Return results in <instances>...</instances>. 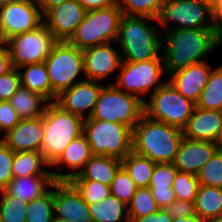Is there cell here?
<instances>
[{
	"label": "cell",
	"instance_id": "6da1fadb",
	"mask_svg": "<svg viewBox=\"0 0 222 222\" xmlns=\"http://www.w3.org/2000/svg\"><path fill=\"white\" fill-rule=\"evenodd\" d=\"M220 45H222L221 30L181 28L166 30L161 52L164 72L169 76L192 64L204 62L207 55Z\"/></svg>",
	"mask_w": 222,
	"mask_h": 222
},
{
	"label": "cell",
	"instance_id": "7a4b0ae2",
	"mask_svg": "<svg viewBox=\"0 0 222 222\" xmlns=\"http://www.w3.org/2000/svg\"><path fill=\"white\" fill-rule=\"evenodd\" d=\"M183 130L143 114L132 129V151L155 163H173Z\"/></svg>",
	"mask_w": 222,
	"mask_h": 222
},
{
	"label": "cell",
	"instance_id": "3957f363",
	"mask_svg": "<svg viewBox=\"0 0 222 222\" xmlns=\"http://www.w3.org/2000/svg\"><path fill=\"white\" fill-rule=\"evenodd\" d=\"M156 22L150 17L122 16L116 41L123 62L163 59L162 37Z\"/></svg>",
	"mask_w": 222,
	"mask_h": 222
},
{
	"label": "cell",
	"instance_id": "277c9868",
	"mask_svg": "<svg viewBox=\"0 0 222 222\" xmlns=\"http://www.w3.org/2000/svg\"><path fill=\"white\" fill-rule=\"evenodd\" d=\"M43 143L41 152L51 166L70 141L83 134L84 119L64 110L55 101L49 102L43 115Z\"/></svg>",
	"mask_w": 222,
	"mask_h": 222
},
{
	"label": "cell",
	"instance_id": "5b68a950",
	"mask_svg": "<svg viewBox=\"0 0 222 222\" xmlns=\"http://www.w3.org/2000/svg\"><path fill=\"white\" fill-rule=\"evenodd\" d=\"M83 135L93 155L123 160L132 151V129L124 124L99 119H84Z\"/></svg>",
	"mask_w": 222,
	"mask_h": 222
},
{
	"label": "cell",
	"instance_id": "8992f818",
	"mask_svg": "<svg viewBox=\"0 0 222 222\" xmlns=\"http://www.w3.org/2000/svg\"><path fill=\"white\" fill-rule=\"evenodd\" d=\"M123 13L117 3L87 11L69 42L80 50L116 41Z\"/></svg>",
	"mask_w": 222,
	"mask_h": 222
},
{
	"label": "cell",
	"instance_id": "52a82bcc",
	"mask_svg": "<svg viewBox=\"0 0 222 222\" xmlns=\"http://www.w3.org/2000/svg\"><path fill=\"white\" fill-rule=\"evenodd\" d=\"M144 114V102L114 84L104 85L90 118L111 121L134 128Z\"/></svg>",
	"mask_w": 222,
	"mask_h": 222
},
{
	"label": "cell",
	"instance_id": "ba28073f",
	"mask_svg": "<svg viewBox=\"0 0 222 222\" xmlns=\"http://www.w3.org/2000/svg\"><path fill=\"white\" fill-rule=\"evenodd\" d=\"M52 92L59 96L84 74L83 52L69 41H57L45 59Z\"/></svg>",
	"mask_w": 222,
	"mask_h": 222
},
{
	"label": "cell",
	"instance_id": "9c48e42d",
	"mask_svg": "<svg viewBox=\"0 0 222 222\" xmlns=\"http://www.w3.org/2000/svg\"><path fill=\"white\" fill-rule=\"evenodd\" d=\"M144 102V114L151 119L183 129L191 117L196 103L185 98L168 81Z\"/></svg>",
	"mask_w": 222,
	"mask_h": 222
},
{
	"label": "cell",
	"instance_id": "30bf717a",
	"mask_svg": "<svg viewBox=\"0 0 222 222\" xmlns=\"http://www.w3.org/2000/svg\"><path fill=\"white\" fill-rule=\"evenodd\" d=\"M157 21V24L163 25L166 30L174 28L221 30L214 20L213 8L200 0H176L165 4ZM171 21L174 22L172 26L169 25Z\"/></svg>",
	"mask_w": 222,
	"mask_h": 222
},
{
	"label": "cell",
	"instance_id": "8fae6325",
	"mask_svg": "<svg viewBox=\"0 0 222 222\" xmlns=\"http://www.w3.org/2000/svg\"><path fill=\"white\" fill-rule=\"evenodd\" d=\"M119 70L117 81L112 84L123 92L138 97L143 102L145 100L142 97L147 92L150 96L165 83L161 80L164 73L163 59L140 62L122 61Z\"/></svg>",
	"mask_w": 222,
	"mask_h": 222
},
{
	"label": "cell",
	"instance_id": "7c38bea8",
	"mask_svg": "<svg viewBox=\"0 0 222 222\" xmlns=\"http://www.w3.org/2000/svg\"><path fill=\"white\" fill-rule=\"evenodd\" d=\"M57 40L44 23L37 28L12 36L5 41L11 65L20 68L44 62Z\"/></svg>",
	"mask_w": 222,
	"mask_h": 222
},
{
	"label": "cell",
	"instance_id": "4fadbf2b",
	"mask_svg": "<svg viewBox=\"0 0 222 222\" xmlns=\"http://www.w3.org/2000/svg\"><path fill=\"white\" fill-rule=\"evenodd\" d=\"M43 23V14L35 0H23L0 7V41L25 33Z\"/></svg>",
	"mask_w": 222,
	"mask_h": 222
},
{
	"label": "cell",
	"instance_id": "5bb4252c",
	"mask_svg": "<svg viewBox=\"0 0 222 222\" xmlns=\"http://www.w3.org/2000/svg\"><path fill=\"white\" fill-rule=\"evenodd\" d=\"M86 13L77 0H68L48 9L43 14V23L57 41H69Z\"/></svg>",
	"mask_w": 222,
	"mask_h": 222
},
{
	"label": "cell",
	"instance_id": "9a60e30c",
	"mask_svg": "<svg viewBox=\"0 0 222 222\" xmlns=\"http://www.w3.org/2000/svg\"><path fill=\"white\" fill-rule=\"evenodd\" d=\"M103 86L98 81L83 78L57 96L55 102L74 115L90 118ZM87 110L89 112L85 114Z\"/></svg>",
	"mask_w": 222,
	"mask_h": 222
},
{
	"label": "cell",
	"instance_id": "2e32d148",
	"mask_svg": "<svg viewBox=\"0 0 222 222\" xmlns=\"http://www.w3.org/2000/svg\"><path fill=\"white\" fill-rule=\"evenodd\" d=\"M82 52L84 78L87 80L101 82L120 68L121 54L112 43L89 47Z\"/></svg>",
	"mask_w": 222,
	"mask_h": 222
},
{
	"label": "cell",
	"instance_id": "e0dca14e",
	"mask_svg": "<svg viewBox=\"0 0 222 222\" xmlns=\"http://www.w3.org/2000/svg\"><path fill=\"white\" fill-rule=\"evenodd\" d=\"M54 217L76 222H93L88 204L69 181H55Z\"/></svg>",
	"mask_w": 222,
	"mask_h": 222
},
{
	"label": "cell",
	"instance_id": "ac0fdd59",
	"mask_svg": "<svg viewBox=\"0 0 222 222\" xmlns=\"http://www.w3.org/2000/svg\"><path fill=\"white\" fill-rule=\"evenodd\" d=\"M43 116L21 119L20 122L0 139L13 151H41L43 143Z\"/></svg>",
	"mask_w": 222,
	"mask_h": 222
},
{
	"label": "cell",
	"instance_id": "d6986e66",
	"mask_svg": "<svg viewBox=\"0 0 222 222\" xmlns=\"http://www.w3.org/2000/svg\"><path fill=\"white\" fill-rule=\"evenodd\" d=\"M218 149L215 142L183 138L173 165L179 172L197 175Z\"/></svg>",
	"mask_w": 222,
	"mask_h": 222
},
{
	"label": "cell",
	"instance_id": "ffe728a7",
	"mask_svg": "<svg viewBox=\"0 0 222 222\" xmlns=\"http://www.w3.org/2000/svg\"><path fill=\"white\" fill-rule=\"evenodd\" d=\"M212 69L206 61L199 62L170 74L167 81L185 98L196 103Z\"/></svg>",
	"mask_w": 222,
	"mask_h": 222
},
{
	"label": "cell",
	"instance_id": "44dd1931",
	"mask_svg": "<svg viewBox=\"0 0 222 222\" xmlns=\"http://www.w3.org/2000/svg\"><path fill=\"white\" fill-rule=\"evenodd\" d=\"M222 124V111L195 107L186 126L184 138L195 141L215 142Z\"/></svg>",
	"mask_w": 222,
	"mask_h": 222
},
{
	"label": "cell",
	"instance_id": "7402d4cb",
	"mask_svg": "<svg viewBox=\"0 0 222 222\" xmlns=\"http://www.w3.org/2000/svg\"><path fill=\"white\" fill-rule=\"evenodd\" d=\"M93 156L91 147L82 134L76 139L70 141L67 147L59 158L51 165L61 166L65 165L72 170L71 173H55L51 172L55 181H68L73 176L77 175L83 168L86 162Z\"/></svg>",
	"mask_w": 222,
	"mask_h": 222
},
{
	"label": "cell",
	"instance_id": "603a6c76",
	"mask_svg": "<svg viewBox=\"0 0 222 222\" xmlns=\"http://www.w3.org/2000/svg\"><path fill=\"white\" fill-rule=\"evenodd\" d=\"M122 167L120 159L93 155L84 165V168L69 180H95L111 186L116 173Z\"/></svg>",
	"mask_w": 222,
	"mask_h": 222
},
{
	"label": "cell",
	"instance_id": "cb8c5ba5",
	"mask_svg": "<svg viewBox=\"0 0 222 222\" xmlns=\"http://www.w3.org/2000/svg\"><path fill=\"white\" fill-rule=\"evenodd\" d=\"M54 182L53 176L15 177L11 179L4 190L29 203L45 194Z\"/></svg>",
	"mask_w": 222,
	"mask_h": 222
},
{
	"label": "cell",
	"instance_id": "d4e9b609",
	"mask_svg": "<svg viewBox=\"0 0 222 222\" xmlns=\"http://www.w3.org/2000/svg\"><path fill=\"white\" fill-rule=\"evenodd\" d=\"M9 103L21 119H34L44 115L49 101L41 94L20 86Z\"/></svg>",
	"mask_w": 222,
	"mask_h": 222
},
{
	"label": "cell",
	"instance_id": "484cf974",
	"mask_svg": "<svg viewBox=\"0 0 222 222\" xmlns=\"http://www.w3.org/2000/svg\"><path fill=\"white\" fill-rule=\"evenodd\" d=\"M21 86L44 96L49 102L56 101L57 96L52 92L49 75L45 62L26 65L18 68ZM23 70V72L21 71Z\"/></svg>",
	"mask_w": 222,
	"mask_h": 222
},
{
	"label": "cell",
	"instance_id": "4316f807",
	"mask_svg": "<svg viewBox=\"0 0 222 222\" xmlns=\"http://www.w3.org/2000/svg\"><path fill=\"white\" fill-rule=\"evenodd\" d=\"M43 166L50 165L45 161L41 151L14 152L12 162V176H53L51 171L45 170Z\"/></svg>",
	"mask_w": 222,
	"mask_h": 222
},
{
	"label": "cell",
	"instance_id": "83f0119b",
	"mask_svg": "<svg viewBox=\"0 0 222 222\" xmlns=\"http://www.w3.org/2000/svg\"><path fill=\"white\" fill-rule=\"evenodd\" d=\"M88 208L93 222H130L128 205L111 194L98 203L88 205Z\"/></svg>",
	"mask_w": 222,
	"mask_h": 222
},
{
	"label": "cell",
	"instance_id": "f1b7e54d",
	"mask_svg": "<svg viewBox=\"0 0 222 222\" xmlns=\"http://www.w3.org/2000/svg\"><path fill=\"white\" fill-rule=\"evenodd\" d=\"M195 213L206 221L222 214V188L200 185L195 198Z\"/></svg>",
	"mask_w": 222,
	"mask_h": 222
},
{
	"label": "cell",
	"instance_id": "f546056e",
	"mask_svg": "<svg viewBox=\"0 0 222 222\" xmlns=\"http://www.w3.org/2000/svg\"><path fill=\"white\" fill-rule=\"evenodd\" d=\"M121 163L138 188L149 187L155 162L131 151L121 160Z\"/></svg>",
	"mask_w": 222,
	"mask_h": 222
},
{
	"label": "cell",
	"instance_id": "4dcf8cb0",
	"mask_svg": "<svg viewBox=\"0 0 222 222\" xmlns=\"http://www.w3.org/2000/svg\"><path fill=\"white\" fill-rule=\"evenodd\" d=\"M196 107L222 111V66L212 69L208 82L199 99L196 102Z\"/></svg>",
	"mask_w": 222,
	"mask_h": 222
},
{
	"label": "cell",
	"instance_id": "1f68e13d",
	"mask_svg": "<svg viewBox=\"0 0 222 222\" xmlns=\"http://www.w3.org/2000/svg\"><path fill=\"white\" fill-rule=\"evenodd\" d=\"M53 219L54 189L52 185L45 194L27 204L26 222H53Z\"/></svg>",
	"mask_w": 222,
	"mask_h": 222
},
{
	"label": "cell",
	"instance_id": "d6a6232c",
	"mask_svg": "<svg viewBox=\"0 0 222 222\" xmlns=\"http://www.w3.org/2000/svg\"><path fill=\"white\" fill-rule=\"evenodd\" d=\"M159 210L155 199L152 197L149 187L138 188L128 204V216L130 222L137 218L155 213Z\"/></svg>",
	"mask_w": 222,
	"mask_h": 222
},
{
	"label": "cell",
	"instance_id": "836d02e7",
	"mask_svg": "<svg viewBox=\"0 0 222 222\" xmlns=\"http://www.w3.org/2000/svg\"><path fill=\"white\" fill-rule=\"evenodd\" d=\"M0 221L1 222H26L27 202L14 195L1 190Z\"/></svg>",
	"mask_w": 222,
	"mask_h": 222
},
{
	"label": "cell",
	"instance_id": "e575fe53",
	"mask_svg": "<svg viewBox=\"0 0 222 222\" xmlns=\"http://www.w3.org/2000/svg\"><path fill=\"white\" fill-rule=\"evenodd\" d=\"M117 5L125 16L153 19L158 18L162 8L160 0H117Z\"/></svg>",
	"mask_w": 222,
	"mask_h": 222
},
{
	"label": "cell",
	"instance_id": "d590c367",
	"mask_svg": "<svg viewBox=\"0 0 222 222\" xmlns=\"http://www.w3.org/2000/svg\"><path fill=\"white\" fill-rule=\"evenodd\" d=\"M88 204L98 203L111 194L110 186L95 180H68Z\"/></svg>",
	"mask_w": 222,
	"mask_h": 222
},
{
	"label": "cell",
	"instance_id": "8d00e7d4",
	"mask_svg": "<svg viewBox=\"0 0 222 222\" xmlns=\"http://www.w3.org/2000/svg\"><path fill=\"white\" fill-rule=\"evenodd\" d=\"M200 185L222 188V149H218L197 174Z\"/></svg>",
	"mask_w": 222,
	"mask_h": 222
},
{
	"label": "cell",
	"instance_id": "74e56055",
	"mask_svg": "<svg viewBox=\"0 0 222 222\" xmlns=\"http://www.w3.org/2000/svg\"><path fill=\"white\" fill-rule=\"evenodd\" d=\"M199 186L197 175L177 171L171 187L176 199L195 202Z\"/></svg>",
	"mask_w": 222,
	"mask_h": 222
},
{
	"label": "cell",
	"instance_id": "f35d334b",
	"mask_svg": "<svg viewBox=\"0 0 222 222\" xmlns=\"http://www.w3.org/2000/svg\"><path fill=\"white\" fill-rule=\"evenodd\" d=\"M137 189V185L130 178L126 170L121 167L111 183V195L117 197L119 200L128 205Z\"/></svg>",
	"mask_w": 222,
	"mask_h": 222
},
{
	"label": "cell",
	"instance_id": "ab89813d",
	"mask_svg": "<svg viewBox=\"0 0 222 222\" xmlns=\"http://www.w3.org/2000/svg\"><path fill=\"white\" fill-rule=\"evenodd\" d=\"M177 169L173 163H156L149 188H169L176 177Z\"/></svg>",
	"mask_w": 222,
	"mask_h": 222
},
{
	"label": "cell",
	"instance_id": "60d3db41",
	"mask_svg": "<svg viewBox=\"0 0 222 222\" xmlns=\"http://www.w3.org/2000/svg\"><path fill=\"white\" fill-rule=\"evenodd\" d=\"M21 86L19 70L11 68L0 75V101H9Z\"/></svg>",
	"mask_w": 222,
	"mask_h": 222
},
{
	"label": "cell",
	"instance_id": "b9f144b4",
	"mask_svg": "<svg viewBox=\"0 0 222 222\" xmlns=\"http://www.w3.org/2000/svg\"><path fill=\"white\" fill-rule=\"evenodd\" d=\"M13 159L14 152L0 139V191L4 190L13 178Z\"/></svg>",
	"mask_w": 222,
	"mask_h": 222
},
{
	"label": "cell",
	"instance_id": "7bdbcfd3",
	"mask_svg": "<svg viewBox=\"0 0 222 222\" xmlns=\"http://www.w3.org/2000/svg\"><path fill=\"white\" fill-rule=\"evenodd\" d=\"M20 120L21 118L9 101H0V131L4 135L12 130Z\"/></svg>",
	"mask_w": 222,
	"mask_h": 222
},
{
	"label": "cell",
	"instance_id": "ee69618b",
	"mask_svg": "<svg viewBox=\"0 0 222 222\" xmlns=\"http://www.w3.org/2000/svg\"><path fill=\"white\" fill-rule=\"evenodd\" d=\"M164 210L172 219L189 217L195 214V205L194 202L176 199L171 205L165 207Z\"/></svg>",
	"mask_w": 222,
	"mask_h": 222
},
{
	"label": "cell",
	"instance_id": "f6af8a7d",
	"mask_svg": "<svg viewBox=\"0 0 222 222\" xmlns=\"http://www.w3.org/2000/svg\"><path fill=\"white\" fill-rule=\"evenodd\" d=\"M149 189L159 209H164L165 207L171 205V203L176 200V195L172 187L149 188Z\"/></svg>",
	"mask_w": 222,
	"mask_h": 222
},
{
	"label": "cell",
	"instance_id": "bcb514c9",
	"mask_svg": "<svg viewBox=\"0 0 222 222\" xmlns=\"http://www.w3.org/2000/svg\"><path fill=\"white\" fill-rule=\"evenodd\" d=\"M134 222H172V217L164 209H159L155 213L137 218Z\"/></svg>",
	"mask_w": 222,
	"mask_h": 222
},
{
	"label": "cell",
	"instance_id": "7dc6e473",
	"mask_svg": "<svg viewBox=\"0 0 222 222\" xmlns=\"http://www.w3.org/2000/svg\"><path fill=\"white\" fill-rule=\"evenodd\" d=\"M87 11L107 8L117 3V0H77Z\"/></svg>",
	"mask_w": 222,
	"mask_h": 222
},
{
	"label": "cell",
	"instance_id": "c3c4849f",
	"mask_svg": "<svg viewBox=\"0 0 222 222\" xmlns=\"http://www.w3.org/2000/svg\"><path fill=\"white\" fill-rule=\"evenodd\" d=\"M12 68L9 50L5 42L0 41V75L7 73Z\"/></svg>",
	"mask_w": 222,
	"mask_h": 222
},
{
	"label": "cell",
	"instance_id": "681fc988",
	"mask_svg": "<svg viewBox=\"0 0 222 222\" xmlns=\"http://www.w3.org/2000/svg\"><path fill=\"white\" fill-rule=\"evenodd\" d=\"M37 5L40 7L41 13L44 14L48 9L62 4L68 0H35Z\"/></svg>",
	"mask_w": 222,
	"mask_h": 222
},
{
	"label": "cell",
	"instance_id": "f907efd6",
	"mask_svg": "<svg viewBox=\"0 0 222 222\" xmlns=\"http://www.w3.org/2000/svg\"><path fill=\"white\" fill-rule=\"evenodd\" d=\"M213 16L216 24L222 31V0L213 8Z\"/></svg>",
	"mask_w": 222,
	"mask_h": 222
},
{
	"label": "cell",
	"instance_id": "816d5d0a",
	"mask_svg": "<svg viewBox=\"0 0 222 222\" xmlns=\"http://www.w3.org/2000/svg\"><path fill=\"white\" fill-rule=\"evenodd\" d=\"M172 222H207L205 219H203L200 215L194 214L189 217H181V218H175L172 219Z\"/></svg>",
	"mask_w": 222,
	"mask_h": 222
},
{
	"label": "cell",
	"instance_id": "f5cc1de1",
	"mask_svg": "<svg viewBox=\"0 0 222 222\" xmlns=\"http://www.w3.org/2000/svg\"><path fill=\"white\" fill-rule=\"evenodd\" d=\"M215 143L217 144L219 149H222V124H221V127L219 129V133L217 135Z\"/></svg>",
	"mask_w": 222,
	"mask_h": 222
},
{
	"label": "cell",
	"instance_id": "db71d44e",
	"mask_svg": "<svg viewBox=\"0 0 222 222\" xmlns=\"http://www.w3.org/2000/svg\"><path fill=\"white\" fill-rule=\"evenodd\" d=\"M23 0H0V7L11 4V3H16V2H20Z\"/></svg>",
	"mask_w": 222,
	"mask_h": 222
},
{
	"label": "cell",
	"instance_id": "11a10c76",
	"mask_svg": "<svg viewBox=\"0 0 222 222\" xmlns=\"http://www.w3.org/2000/svg\"><path fill=\"white\" fill-rule=\"evenodd\" d=\"M200 1L209 4L212 8H214L220 0H200Z\"/></svg>",
	"mask_w": 222,
	"mask_h": 222
},
{
	"label": "cell",
	"instance_id": "9f6ffc18",
	"mask_svg": "<svg viewBox=\"0 0 222 222\" xmlns=\"http://www.w3.org/2000/svg\"><path fill=\"white\" fill-rule=\"evenodd\" d=\"M207 222H222V214H220L218 217L208 220Z\"/></svg>",
	"mask_w": 222,
	"mask_h": 222
},
{
	"label": "cell",
	"instance_id": "6f0895ef",
	"mask_svg": "<svg viewBox=\"0 0 222 222\" xmlns=\"http://www.w3.org/2000/svg\"><path fill=\"white\" fill-rule=\"evenodd\" d=\"M53 222H76V221H73L70 219H68V220L67 219H59V218L54 217Z\"/></svg>",
	"mask_w": 222,
	"mask_h": 222
},
{
	"label": "cell",
	"instance_id": "680465c9",
	"mask_svg": "<svg viewBox=\"0 0 222 222\" xmlns=\"http://www.w3.org/2000/svg\"><path fill=\"white\" fill-rule=\"evenodd\" d=\"M174 1H176V0H160V3L162 6H164L165 4L173 3Z\"/></svg>",
	"mask_w": 222,
	"mask_h": 222
}]
</instances>
